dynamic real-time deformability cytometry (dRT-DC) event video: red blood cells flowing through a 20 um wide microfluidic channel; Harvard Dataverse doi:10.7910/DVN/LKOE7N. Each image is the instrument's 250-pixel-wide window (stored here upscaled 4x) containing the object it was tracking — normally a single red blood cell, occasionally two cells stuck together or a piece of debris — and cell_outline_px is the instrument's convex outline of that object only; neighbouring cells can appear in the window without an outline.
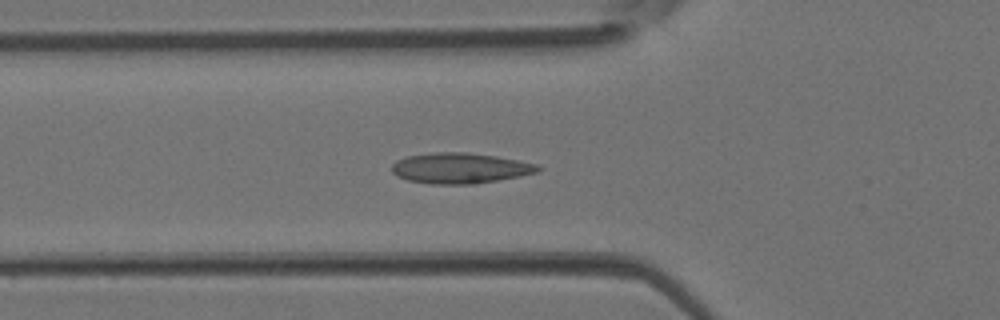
{"species": "Egyptian fruit bat (a non-hibernating species)", "species_latin": "Rousettus aegyptiacus", "temperature_condition": "room temperature", "stored_images_in_passage": 43, "camera_frame_rate_fps": 3000, "um_per_image_px": 0.085, "animal": {"sex": "female"}, "frame": {"image": 1, "passage_image": 15, "time_ms": 4.667, "image_size_px": [1000, 320], "cell_outline_px": [[544, 168], [540, 172], [520, 176], [476, 184], [432, 184], [408, 180], [396, 176], [392, 172], [392, 164], [396, 160], [408, 156], [436, 152], [464, 152], [496, 156], [536, 164]], "centroid_in_image_um": [39.12, 14.3], "position_along_channel_um": 86.7, "area_um2": 26.07}}
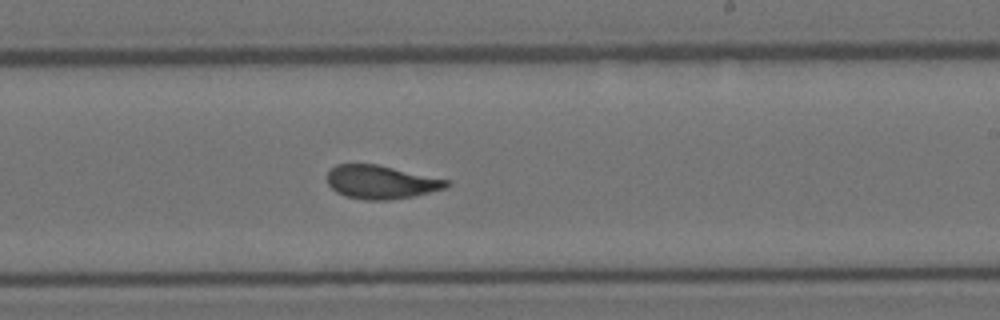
{"frame": {"image": 2, "passage_image": 26, "time_ms": 8.333, "image_size_px": [1000, 320], "cell_outline_px": [[448, 188], [412, 196], [392, 200], [368, 200], [344, 196], [336, 192], [328, 184], [328, 172], [336, 164], [376, 164], [448, 180]], "centroid_in_image_um": [32.37, 15.48], "position_along_channel_um": 256.6, "area_um2": 23.06}}
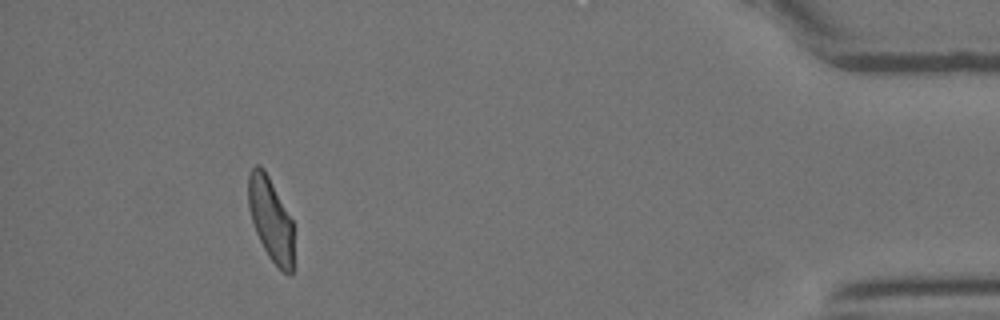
{"frame": {"image": 3, "passage_image": 40, "time_ms": 13.0, "image_size_px": [1000, 320], "cell_outline_px": [[292, 272], [288, 276], [268, 256], [256, 232], [248, 208], [248, 172], [256, 164], [260, 164], [264, 168], [292, 220]], "centroid_in_image_um": [22.98, 18.58], "position_along_channel_um": 412.2, "area_um2": 21.73}}